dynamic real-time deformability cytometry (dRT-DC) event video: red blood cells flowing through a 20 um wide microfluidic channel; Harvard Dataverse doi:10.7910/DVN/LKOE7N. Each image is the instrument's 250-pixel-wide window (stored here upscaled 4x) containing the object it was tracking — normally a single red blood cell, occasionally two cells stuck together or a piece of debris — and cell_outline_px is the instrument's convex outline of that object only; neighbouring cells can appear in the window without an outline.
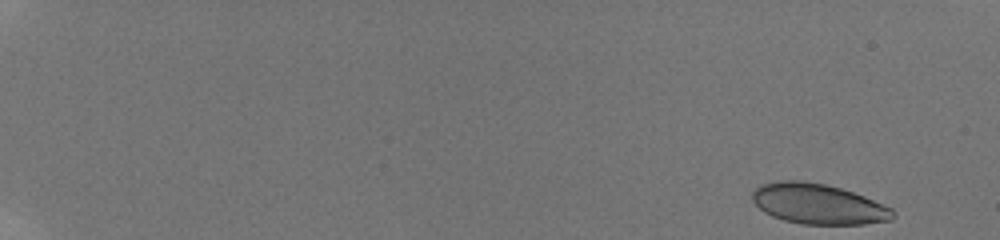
{"species": "human", "species_latin": "Homo sapiens", "temperature_condition": "room temperature", "stored_images_in_passage": 55, "camera_frame_rate_fps": 3000, "um_per_image_px": 0.085, "donor": {"sex": "male"}, "frame": {"image": 1, "passage_image": 1, "time_ms": 0.0, "image_size_px": [1000, 240], "cell_outline_px": [[896, 216], [892, 220], [864, 224], [804, 224], [784, 220], [772, 216], [764, 212], [752, 200], [752, 192], [760, 184], [780, 180], [804, 180], [824, 184], [840, 188], [864, 196], [892, 208]], "centroid_in_image_um": [69.54, 17.33], "position_along_channel_um": 15.5, "area_um2": 33.06}}
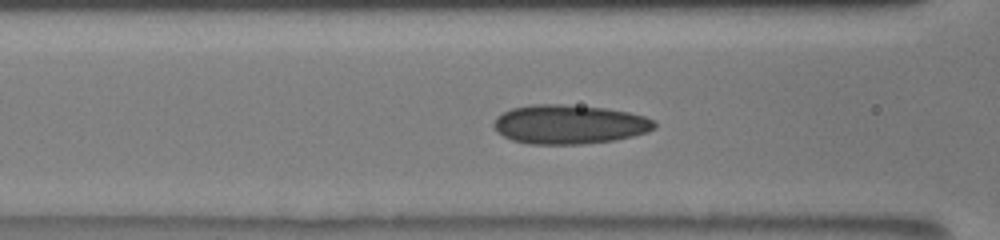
{"frame": {"image": 2, "passage_image": 25, "time_ms": 8.0, "image_size_px": [1000, 240], "cell_outline_px": [[656, 128], [648, 132], [632, 136], [612, 140], [584, 144], [528, 144], [512, 140], [504, 136], [492, 124], [496, 116], [512, 108], [532, 104], [560, 104], [604, 108], [628, 112], [644, 116], [652, 120], [656, 124]], "centroid_in_image_um": [48.38, 10.57], "position_along_channel_um": 118.2, "area_um2": 36.53}}
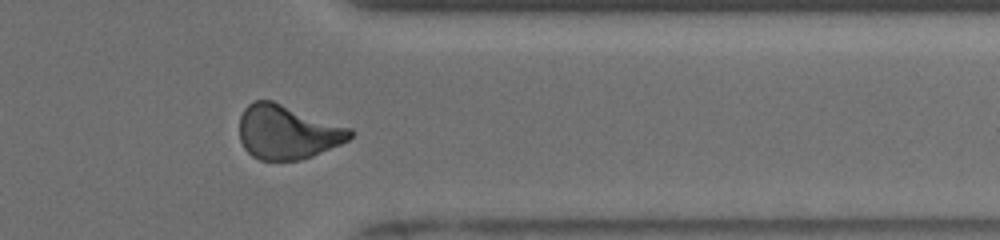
{"frame": {"image": 3, "passage_image": 46, "time_ms": 15.0, "image_size_px": [1000, 240], "cell_outline_px": [[356, 132], [348, 140], [340, 144], [312, 156], [300, 160], [260, 160], [252, 156], [244, 148], [240, 140], [240, 116], [244, 108], [248, 104], [256, 100], [272, 100], [352, 128]], "centroid_in_image_um": [24.44, 11.22], "position_along_channel_um": 387.0, "area_um2": 35.03}}